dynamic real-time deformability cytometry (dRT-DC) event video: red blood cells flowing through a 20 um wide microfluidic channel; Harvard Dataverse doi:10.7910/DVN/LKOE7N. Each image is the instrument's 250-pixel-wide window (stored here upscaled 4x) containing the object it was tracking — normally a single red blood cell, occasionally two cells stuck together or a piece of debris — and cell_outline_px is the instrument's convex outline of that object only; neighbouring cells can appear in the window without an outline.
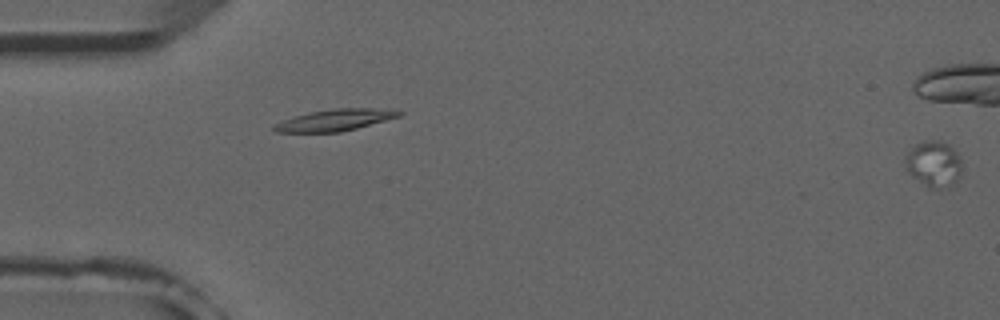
{"species": "common noctule bat (a hibernating species)", "species_latin": "Nyctalus noctula", "temperature_condition": "room temperature", "stored_images_in_passage": 4, "camera_frame_rate_fps": 3000, "um_per_image_px": 0.085, "animal": {"sex": "male", "forearm_length_mm": 52.5}, "frame": {"image": 1, "passage_image": 4, "time_ms": 3.667, "image_size_px": [1000, 320], "cell_outline_px": [[960, 176], [956, 180], [936, 188], [928, 188], [912, 176], [904, 168], [904, 160], [908, 152], [916, 144], [924, 140], [940, 140], [948, 144], [956, 152], [960, 160]], "centroid_in_image_um": [79.31, 13.89], "position_along_channel_um": 5.7, "area_um2": 14.85}}